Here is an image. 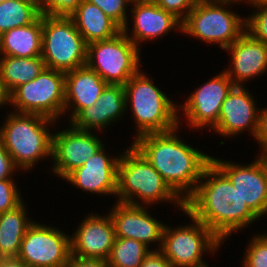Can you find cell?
<instances>
[{
    "label": "cell",
    "mask_w": 267,
    "mask_h": 267,
    "mask_svg": "<svg viewBox=\"0 0 267 267\" xmlns=\"http://www.w3.org/2000/svg\"><path fill=\"white\" fill-rule=\"evenodd\" d=\"M184 209L222 242L261 220L212 162L203 170L194 192L184 201Z\"/></svg>",
    "instance_id": "obj_1"
},
{
    "label": "cell",
    "mask_w": 267,
    "mask_h": 267,
    "mask_svg": "<svg viewBox=\"0 0 267 267\" xmlns=\"http://www.w3.org/2000/svg\"><path fill=\"white\" fill-rule=\"evenodd\" d=\"M181 126L133 139L131 145L153 166L170 188L185 201L195 190L211 155L186 142ZM179 132V133H178ZM180 136V137H179ZM193 146V147H192Z\"/></svg>",
    "instance_id": "obj_2"
},
{
    "label": "cell",
    "mask_w": 267,
    "mask_h": 267,
    "mask_svg": "<svg viewBox=\"0 0 267 267\" xmlns=\"http://www.w3.org/2000/svg\"><path fill=\"white\" fill-rule=\"evenodd\" d=\"M9 111L0 126V139L15 166L25 173L31 172L39 161H52V127H57L58 121L39 114Z\"/></svg>",
    "instance_id": "obj_3"
},
{
    "label": "cell",
    "mask_w": 267,
    "mask_h": 267,
    "mask_svg": "<svg viewBox=\"0 0 267 267\" xmlns=\"http://www.w3.org/2000/svg\"><path fill=\"white\" fill-rule=\"evenodd\" d=\"M115 198L116 202L148 207L167 202L184 210V201L130 144L119 157Z\"/></svg>",
    "instance_id": "obj_4"
},
{
    "label": "cell",
    "mask_w": 267,
    "mask_h": 267,
    "mask_svg": "<svg viewBox=\"0 0 267 267\" xmlns=\"http://www.w3.org/2000/svg\"><path fill=\"white\" fill-rule=\"evenodd\" d=\"M140 69L124 85L126 112H131L136 134L163 133L179 126L178 104ZM129 109V110H128Z\"/></svg>",
    "instance_id": "obj_5"
},
{
    "label": "cell",
    "mask_w": 267,
    "mask_h": 267,
    "mask_svg": "<svg viewBox=\"0 0 267 267\" xmlns=\"http://www.w3.org/2000/svg\"><path fill=\"white\" fill-rule=\"evenodd\" d=\"M236 4L240 5V2L198 0L182 21L181 34L209 45L216 44L218 48L225 50L245 32V17L236 13L235 9L233 11L234 7L230 9V6Z\"/></svg>",
    "instance_id": "obj_6"
},
{
    "label": "cell",
    "mask_w": 267,
    "mask_h": 267,
    "mask_svg": "<svg viewBox=\"0 0 267 267\" xmlns=\"http://www.w3.org/2000/svg\"><path fill=\"white\" fill-rule=\"evenodd\" d=\"M182 212L190 222L176 227L165 224L159 251L172 267H209L203 257L214 256L224 243L185 209Z\"/></svg>",
    "instance_id": "obj_7"
},
{
    "label": "cell",
    "mask_w": 267,
    "mask_h": 267,
    "mask_svg": "<svg viewBox=\"0 0 267 267\" xmlns=\"http://www.w3.org/2000/svg\"><path fill=\"white\" fill-rule=\"evenodd\" d=\"M41 58L46 68L62 72L86 65L87 44L70 17L42 14Z\"/></svg>",
    "instance_id": "obj_8"
},
{
    "label": "cell",
    "mask_w": 267,
    "mask_h": 267,
    "mask_svg": "<svg viewBox=\"0 0 267 267\" xmlns=\"http://www.w3.org/2000/svg\"><path fill=\"white\" fill-rule=\"evenodd\" d=\"M140 51L121 31L110 39L88 44L86 65L107 84L124 86L141 69Z\"/></svg>",
    "instance_id": "obj_9"
},
{
    "label": "cell",
    "mask_w": 267,
    "mask_h": 267,
    "mask_svg": "<svg viewBox=\"0 0 267 267\" xmlns=\"http://www.w3.org/2000/svg\"><path fill=\"white\" fill-rule=\"evenodd\" d=\"M11 111L60 120L65 107V72L45 68L34 80L10 93Z\"/></svg>",
    "instance_id": "obj_10"
},
{
    "label": "cell",
    "mask_w": 267,
    "mask_h": 267,
    "mask_svg": "<svg viewBox=\"0 0 267 267\" xmlns=\"http://www.w3.org/2000/svg\"><path fill=\"white\" fill-rule=\"evenodd\" d=\"M41 223L34 220L28 227L17 258L28 267H65L71 255L70 235Z\"/></svg>",
    "instance_id": "obj_11"
},
{
    "label": "cell",
    "mask_w": 267,
    "mask_h": 267,
    "mask_svg": "<svg viewBox=\"0 0 267 267\" xmlns=\"http://www.w3.org/2000/svg\"><path fill=\"white\" fill-rule=\"evenodd\" d=\"M234 86L223 70L213 75L194 89L184 103L178 104V112L182 114L178 113L179 126L184 124L181 118L184 116L183 119H186L191 130L193 128V132L203 128L211 131L217 125L222 103Z\"/></svg>",
    "instance_id": "obj_12"
},
{
    "label": "cell",
    "mask_w": 267,
    "mask_h": 267,
    "mask_svg": "<svg viewBox=\"0 0 267 267\" xmlns=\"http://www.w3.org/2000/svg\"><path fill=\"white\" fill-rule=\"evenodd\" d=\"M249 164L211 156V162L229 179L248 207L262 220L267 215V156Z\"/></svg>",
    "instance_id": "obj_13"
},
{
    "label": "cell",
    "mask_w": 267,
    "mask_h": 267,
    "mask_svg": "<svg viewBox=\"0 0 267 267\" xmlns=\"http://www.w3.org/2000/svg\"><path fill=\"white\" fill-rule=\"evenodd\" d=\"M68 124L64 127L66 129H54L53 133L50 171L58 179H64L74 169L83 166L87 159L105 146L96 131L80 130Z\"/></svg>",
    "instance_id": "obj_14"
},
{
    "label": "cell",
    "mask_w": 267,
    "mask_h": 267,
    "mask_svg": "<svg viewBox=\"0 0 267 267\" xmlns=\"http://www.w3.org/2000/svg\"><path fill=\"white\" fill-rule=\"evenodd\" d=\"M250 89L234 86L222 103L217 125L212 129L222 138H236L247 132L255 139L259 124L260 107Z\"/></svg>",
    "instance_id": "obj_15"
},
{
    "label": "cell",
    "mask_w": 267,
    "mask_h": 267,
    "mask_svg": "<svg viewBox=\"0 0 267 267\" xmlns=\"http://www.w3.org/2000/svg\"><path fill=\"white\" fill-rule=\"evenodd\" d=\"M130 7L129 18L131 15L133 26L127 22L122 32L140 50L143 46L141 43L163 39V36L175 30L181 33L182 22L172 13L159 7L153 0H132Z\"/></svg>",
    "instance_id": "obj_16"
},
{
    "label": "cell",
    "mask_w": 267,
    "mask_h": 267,
    "mask_svg": "<svg viewBox=\"0 0 267 267\" xmlns=\"http://www.w3.org/2000/svg\"><path fill=\"white\" fill-rule=\"evenodd\" d=\"M148 210V206L115 201L111 209H108V213L114 224L116 237L140 241L150 249L151 245L155 244L158 247L156 246L153 250H159L165 223L156 219V216L153 217Z\"/></svg>",
    "instance_id": "obj_17"
},
{
    "label": "cell",
    "mask_w": 267,
    "mask_h": 267,
    "mask_svg": "<svg viewBox=\"0 0 267 267\" xmlns=\"http://www.w3.org/2000/svg\"><path fill=\"white\" fill-rule=\"evenodd\" d=\"M83 219L70 235L71 255L107 260L116 238L110 214L91 212Z\"/></svg>",
    "instance_id": "obj_18"
},
{
    "label": "cell",
    "mask_w": 267,
    "mask_h": 267,
    "mask_svg": "<svg viewBox=\"0 0 267 267\" xmlns=\"http://www.w3.org/2000/svg\"><path fill=\"white\" fill-rule=\"evenodd\" d=\"M106 146L86 160L83 166L74 169L63 180L72 187L93 195H113L117 193L118 162L120 154L111 156Z\"/></svg>",
    "instance_id": "obj_19"
},
{
    "label": "cell",
    "mask_w": 267,
    "mask_h": 267,
    "mask_svg": "<svg viewBox=\"0 0 267 267\" xmlns=\"http://www.w3.org/2000/svg\"><path fill=\"white\" fill-rule=\"evenodd\" d=\"M231 61L224 72L235 86L245 84L267 73V45L246 31L225 50Z\"/></svg>",
    "instance_id": "obj_20"
},
{
    "label": "cell",
    "mask_w": 267,
    "mask_h": 267,
    "mask_svg": "<svg viewBox=\"0 0 267 267\" xmlns=\"http://www.w3.org/2000/svg\"><path fill=\"white\" fill-rule=\"evenodd\" d=\"M125 115L124 86L108 84L95 104L82 109L69 123L77 129L99 133L121 122Z\"/></svg>",
    "instance_id": "obj_21"
},
{
    "label": "cell",
    "mask_w": 267,
    "mask_h": 267,
    "mask_svg": "<svg viewBox=\"0 0 267 267\" xmlns=\"http://www.w3.org/2000/svg\"><path fill=\"white\" fill-rule=\"evenodd\" d=\"M108 84L87 65L65 72L63 118L69 123L82 109L94 105ZM68 113V114H67Z\"/></svg>",
    "instance_id": "obj_22"
},
{
    "label": "cell",
    "mask_w": 267,
    "mask_h": 267,
    "mask_svg": "<svg viewBox=\"0 0 267 267\" xmlns=\"http://www.w3.org/2000/svg\"><path fill=\"white\" fill-rule=\"evenodd\" d=\"M86 44L110 39L122 31V28L108 17L97 5L83 0L69 16Z\"/></svg>",
    "instance_id": "obj_23"
},
{
    "label": "cell",
    "mask_w": 267,
    "mask_h": 267,
    "mask_svg": "<svg viewBox=\"0 0 267 267\" xmlns=\"http://www.w3.org/2000/svg\"><path fill=\"white\" fill-rule=\"evenodd\" d=\"M42 54V14L31 24L0 35V55L38 57Z\"/></svg>",
    "instance_id": "obj_24"
},
{
    "label": "cell",
    "mask_w": 267,
    "mask_h": 267,
    "mask_svg": "<svg viewBox=\"0 0 267 267\" xmlns=\"http://www.w3.org/2000/svg\"><path fill=\"white\" fill-rule=\"evenodd\" d=\"M26 206L23 201L16 208L0 214V258H17L22 239L34 222L28 217Z\"/></svg>",
    "instance_id": "obj_25"
},
{
    "label": "cell",
    "mask_w": 267,
    "mask_h": 267,
    "mask_svg": "<svg viewBox=\"0 0 267 267\" xmlns=\"http://www.w3.org/2000/svg\"><path fill=\"white\" fill-rule=\"evenodd\" d=\"M46 68L41 56L22 58L0 55V75L10 93L34 80Z\"/></svg>",
    "instance_id": "obj_26"
},
{
    "label": "cell",
    "mask_w": 267,
    "mask_h": 267,
    "mask_svg": "<svg viewBox=\"0 0 267 267\" xmlns=\"http://www.w3.org/2000/svg\"><path fill=\"white\" fill-rule=\"evenodd\" d=\"M151 250L140 241L116 237L106 261L108 267H140Z\"/></svg>",
    "instance_id": "obj_27"
},
{
    "label": "cell",
    "mask_w": 267,
    "mask_h": 267,
    "mask_svg": "<svg viewBox=\"0 0 267 267\" xmlns=\"http://www.w3.org/2000/svg\"><path fill=\"white\" fill-rule=\"evenodd\" d=\"M41 12L22 0H6L0 3V35L8 30L33 23Z\"/></svg>",
    "instance_id": "obj_28"
},
{
    "label": "cell",
    "mask_w": 267,
    "mask_h": 267,
    "mask_svg": "<svg viewBox=\"0 0 267 267\" xmlns=\"http://www.w3.org/2000/svg\"><path fill=\"white\" fill-rule=\"evenodd\" d=\"M249 239L241 260L242 267H267V232L251 235Z\"/></svg>",
    "instance_id": "obj_29"
},
{
    "label": "cell",
    "mask_w": 267,
    "mask_h": 267,
    "mask_svg": "<svg viewBox=\"0 0 267 267\" xmlns=\"http://www.w3.org/2000/svg\"><path fill=\"white\" fill-rule=\"evenodd\" d=\"M253 9L255 11L245 17V31L267 45V4L254 6Z\"/></svg>",
    "instance_id": "obj_30"
},
{
    "label": "cell",
    "mask_w": 267,
    "mask_h": 267,
    "mask_svg": "<svg viewBox=\"0 0 267 267\" xmlns=\"http://www.w3.org/2000/svg\"><path fill=\"white\" fill-rule=\"evenodd\" d=\"M97 5L108 17L114 20L121 28L129 20V9L132 0H87Z\"/></svg>",
    "instance_id": "obj_31"
},
{
    "label": "cell",
    "mask_w": 267,
    "mask_h": 267,
    "mask_svg": "<svg viewBox=\"0 0 267 267\" xmlns=\"http://www.w3.org/2000/svg\"><path fill=\"white\" fill-rule=\"evenodd\" d=\"M15 179L0 180V213L12 210L24 200Z\"/></svg>",
    "instance_id": "obj_32"
},
{
    "label": "cell",
    "mask_w": 267,
    "mask_h": 267,
    "mask_svg": "<svg viewBox=\"0 0 267 267\" xmlns=\"http://www.w3.org/2000/svg\"><path fill=\"white\" fill-rule=\"evenodd\" d=\"M159 7L172 13L181 22L195 7L198 0H153Z\"/></svg>",
    "instance_id": "obj_33"
},
{
    "label": "cell",
    "mask_w": 267,
    "mask_h": 267,
    "mask_svg": "<svg viewBox=\"0 0 267 267\" xmlns=\"http://www.w3.org/2000/svg\"><path fill=\"white\" fill-rule=\"evenodd\" d=\"M83 0H46L41 14L69 17Z\"/></svg>",
    "instance_id": "obj_34"
},
{
    "label": "cell",
    "mask_w": 267,
    "mask_h": 267,
    "mask_svg": "<svg viewBox=\"0 0 267 267\" xmlns=\"http://www.w3.org/2000/svg\"><path fill=\"white\" fill-rule=\"evenodd\" d=\"M17 171L20 170L15 166L13 159L0 139V180L14 179L13 176L16 175Z\"/></svg>",
    "instance_id": "obj_35"
},
{
    "label": "cell",
    "mask_w": 267,
    "mask_h": 267,
    "mask_svg": "<svg viewBox=\"0 0 267 267\" xmlns=\"http://www.w3.org/2000/svg\"><path fill=\"white\" fill-rule=\"evenodd\" d=\"M260 108L259 124L255 141L259 146V154L267 156V106Z\"/></svg>",
    "instance_id": "obj_36"
},
{
    "label": "cell",
    "mask_w": 267,
    "mask_h": 267,
    "mask_svg": "<svg viewBox=\"0 0 267 267\" xmlns=\"http://www.w3.org/2000/svg\"><path fill=\"white\" fill-rule=\"evenodd\" d=\"M140 267H172V265L159 250H151Z\"/></svg>",
    "instance_id": "obj_37"
},
{
    "label": "cell",
    "mask_w": 267,
    "mask_h": 267,
    "mask_svg": "<svg viewBox=\"0 0 267 267\" xmlns=\"http://www.w3.org/2000/svg\"><path fill=\"white\" fill-rule=\"evenodd\" d=\"M65 267H108V264L103 259L80 258L70 255Z\"/></svg>",
    "instance_id": "obj_38"
},
{
    "label": "cell",
    "mask_w": 267,
    "mask_h": 267,
    "mask_svg": "<svg viewBox=\"0 0 267 267\" xmlns=\"http://www.w3.org/2000/svg\"><path fill=\"white\" fill-rule=\"evenodd\" d=\"M5 105L10 106V91L6 87L3 79L1 78L0 75V108L3 109Z\"/></svg>",
    "instance_id": "obj_39"
},
{
    "label": "cell",
    "mask_w": 267,
    "mask_h": 267,
    "mask_svg": "<svg viewBox=\"0 0 267 267\" xmlns=\"http://www.w3.org/2000/svg\"><path fill=\"white\" fill-rule=\"evenodd\" d=\"M0 267H28L18 258H0Z\"/></svg>",
    "instance_id": "obj_40"
},
{
    "label": "cell",
    "mask_w": 267,
    "mask_h": 267,
    "mask_svg": "<svg viewBox=\"0 0 267 267\" xmlns=\"http://www.w3.org/2000/svg\"><path fill=\"white\" fill-rule=\"evenodd\" d=\"M32 4L35 8H37L40 12H42L45 8L46 0H22Z\"/></svg>",
    "instance_id": "obj_41"
},
{
    "label": "cell",
    "mask_w": 267,
    "mask_h": 267,
    "mask_svg": "<svg viewBox=\"0 0 267 267\" xmlns=\"http://www.w3.org/2000/svg\"><path fill=\"white\" fill-rule=\"evenodd\" d=\"M240 3L249 5L251 8L257 5L267 4V0H238Z\"/></svg>",
    "instance_id": "obj_42"
}]
</instances>
